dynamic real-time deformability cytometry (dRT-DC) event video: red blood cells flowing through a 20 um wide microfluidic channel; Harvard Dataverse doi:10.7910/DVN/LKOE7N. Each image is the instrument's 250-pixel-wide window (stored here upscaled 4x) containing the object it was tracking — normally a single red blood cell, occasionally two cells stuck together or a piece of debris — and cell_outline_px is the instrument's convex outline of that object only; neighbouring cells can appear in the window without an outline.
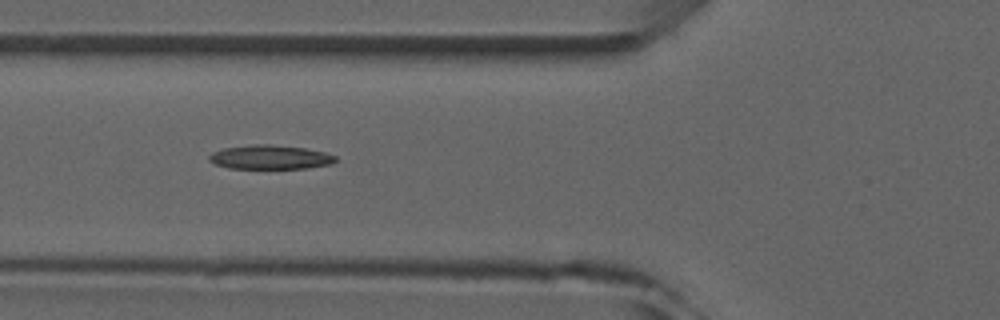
{"species": "common noctule bat (a hibernating species)", "species_latin": "Nyctalus noctula", "temperature_condition": "room temperature", "stored_images_in_passage": 5, "camera_frame_rate_fps": 3000, "um_per_image_px": 0.085, "animal": {"sex": "male", "forearm_length_mm": 52.5}, "frame": {"image": 1, "passage_image": 3, "time_ms": 3.0, "image_size_px": [1000, 320], "cell_outline_px": [[336, 160], [332, 164], [308, 168], [228, 168], [216, 164], [208, 160], [208, 156], [212, 152], [224, 148], [256, 144], [268, 144], [304, 148], [324, 152], [336, 156]], "centroid_in_image_um": [22.96, 13.36], "position_along_channel_um": 102.8, "area_um2": 17.63}}
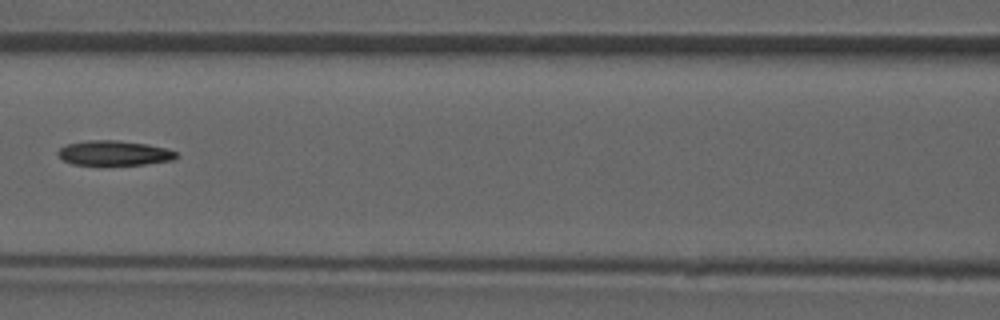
{"frame": {"image": 2, "passage_image": 4, "time_ms": 4.333, "image_size_px": [1000, 320], "cell_outline_px": [[176, 156], [172, 160], [144, 164], [72, 164], [64, 160], [56, 152], [60, 148], [68, 144], [88, 140], [116, 140], [148, 144], [164, 148], [176, 152]], "centroid_in_image_um": [9.68, 12.99], "position_along_channel_um": 156.9, "area_um2": 16.7}}